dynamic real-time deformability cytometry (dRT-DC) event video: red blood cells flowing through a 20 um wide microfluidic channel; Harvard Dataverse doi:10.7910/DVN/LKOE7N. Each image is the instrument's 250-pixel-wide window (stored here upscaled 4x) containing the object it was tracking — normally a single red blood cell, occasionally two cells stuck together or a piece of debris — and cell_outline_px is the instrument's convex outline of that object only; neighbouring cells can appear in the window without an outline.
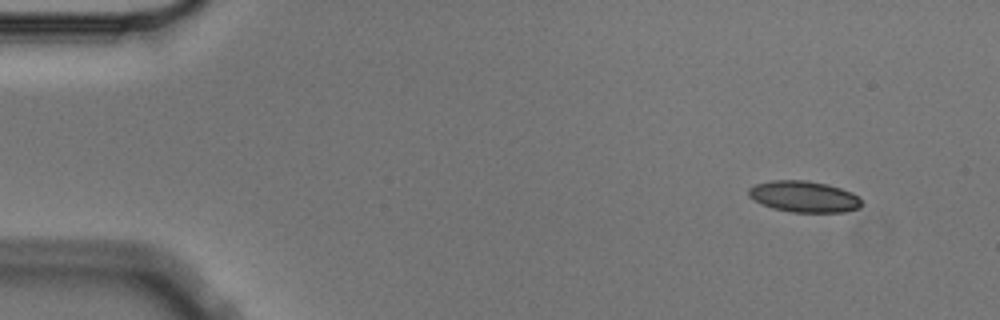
{"species": "Egyptian fruit bat (a non-hibernating species)", "species_latin": "Rousettus aegyptiacus", "temperature_condition": "cold", "stored_images_in_passage": 4, "camera_frame_rate_fps": 3000, "um_per_image_px": 0.085, "animal": {"sex": "male"}, "frame": {"image": 1, "passage_image": 1, "time_ms": 0.0, "image_size_px": [1000, 320], "cell_outline_px": [[860, 208], [844, 212], [792, 212], [772, 208], [748, 196], [748, 188], [756, 184], [772, 180], [808, 180], [828, 184], [852, 192], [860, 196]], "centroid_in_image_um": [68.36, 16.7], "position_along_channel_um": 16.6, "area_um2": 20.58}}
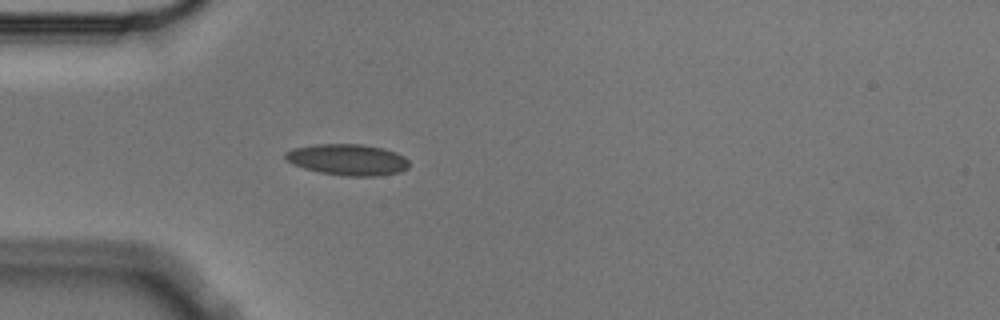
{"frame": {"image": 2, "passage_image": 4, "time_ms": 1.0, "image_size_px": [1000, 320], "cell_outline_px": [[408, 168], [400, 172], [376, 176], [344, 176], [320, 172], [304, 168], [292, 164], [284, 160], [284, 152], [292, 148], [312, 144], [360, 144], [384, 148], [396, 152], [404, 156], [408, 160]], "centroid_in_image_um": [29.51, 13.56], "position_along_channel_um": 55.5, "area_um2": 22.77}}